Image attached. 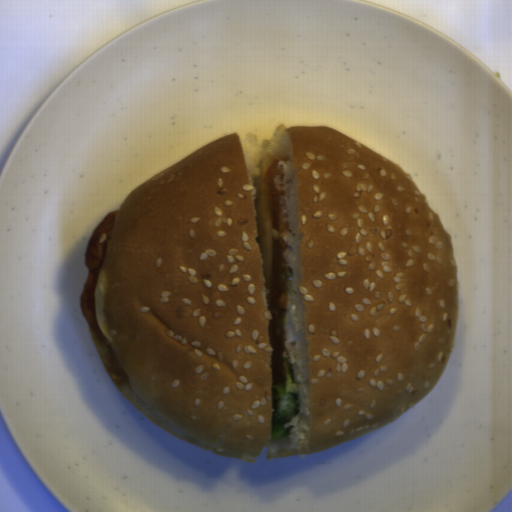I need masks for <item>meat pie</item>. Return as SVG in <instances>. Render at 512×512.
<instances>
[{"mask_svg":"<svg viewBox=\"0 0 512 512\" xmlns=\"http://www.w3.org/2000/svg\"><path fill=\"white\" fill-rule=\"evenodd\" d=\"M119 210L120 209H116L108 213L90 233L85 249V261L88 267V275L82 291L80 305L90 325L98 355L107 373L121 390L128 385V378L112 353L98 324L95 313V288L99 280V268L105 257L106 246L113 232L116 222V213Z\"/></svg>","mask_w":512,"mask_h":512,"instance_id":"c0bc52ac","label":"meat pie"},{"mask_svg":"<svg viewBox=\"0 0 512 512\" xmlns=\"http://www.w3.org/2000/svg\"><path fill=\"white\" fill-rule=\"evenodd\" d=\"M287 157L275 158L270 163L264 176L268 198L272 210L271 226L277 233L278 240L272 246V263L270 273V319L268 326L269 343L273 351L271 360L272 385L278 386L285 383L284 355L286 336V297L288 291L287 275L284 266L282 251L286 247L284 236L289 231L288 217L280 204V197L284 190L276 188L275 177L283 172L282 165L278 162H287Z\"/></svg>","mask_w":512,"mask_h":512,"instance_id":"b5893723","label":"meat pie"}]
</instances>
